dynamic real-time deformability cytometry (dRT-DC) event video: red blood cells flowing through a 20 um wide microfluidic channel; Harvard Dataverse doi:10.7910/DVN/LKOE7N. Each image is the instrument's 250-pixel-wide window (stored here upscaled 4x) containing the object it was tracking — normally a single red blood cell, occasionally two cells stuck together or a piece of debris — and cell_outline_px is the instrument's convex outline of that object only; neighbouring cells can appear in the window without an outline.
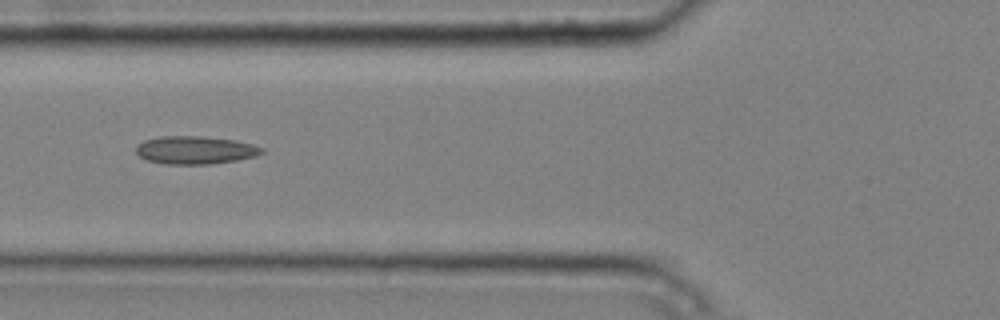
{"species": "common noctule bat (a hibernating species)", "species_latin": "Nyctalus noctula", "temperature_condition": "cold", "stored_images_in_passage": 5, "camera_frame_rate_fps": 3000, "um_per_image_px": 0.085, "animal": {"sex": "male", "body_mass_g": 20.4}, "frame": {"image": 1, "passage_image": 5, "time_ms": 1.333, "image_size_px": [1000, 320], "cell_outline_px": [[264, 152], [256, 156], [236, 160], [208, 164], [168, 164], [148, 160], [140, 156], [136, 152], [136, 144], [144, 140], [160, 136], [200, 136], [236, 140], [252, 144], [264, 148]], "centroid_in_image_um": [16.6, 12.75], "position_along_channel_um": 109.2, "area_um2": 20.46}}